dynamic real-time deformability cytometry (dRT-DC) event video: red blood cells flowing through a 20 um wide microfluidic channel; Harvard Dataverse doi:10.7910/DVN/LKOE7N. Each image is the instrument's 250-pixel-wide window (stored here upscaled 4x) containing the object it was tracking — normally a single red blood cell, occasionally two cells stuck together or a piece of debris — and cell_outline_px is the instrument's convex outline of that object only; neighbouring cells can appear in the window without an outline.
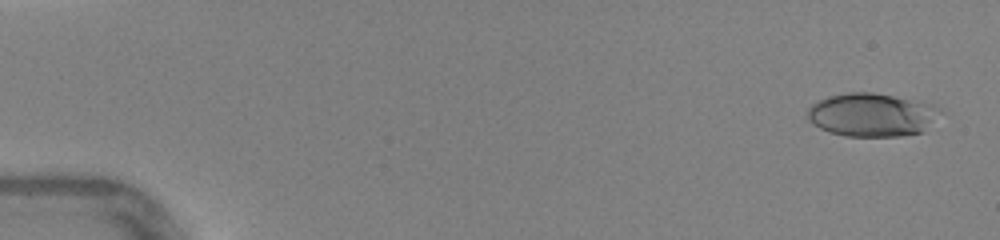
{"species": "human", "species_latin": "Homo sapiens", "temperature_condition": "warm", "stored_images_in_passage": 35, "camera_frame_rate_fps": 3000, "um_per_image_px": 0.085, "donor": {"sex": "female"}, "frame": {"image": 1, "passage_image": 2, "time_ms": 0.333, "image_size_px": [1000, 240], "cell_outline_px": [[944, 112], [924, 132], [900, 136], [844, 136], [820, 128], [812, 124], [808, 120], [808, 108], [812, 104], [828, 96], [848, 92], [872, 92], [936, 104]], "centroid_in_image_um": [74.17, 9.76], "position_along_channel_um": 10.8, "area_um2": 33.87}}
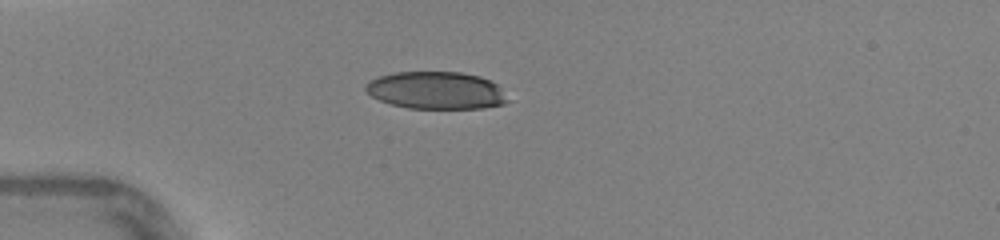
{"frame": {"image": 2, "passage_image": 13, "time_ms": 4.0, "image_size_px": [1000, 240], "cell_outline_px": [[508, 100], [504, 104], [480, 108], [408, 108], [392, 104], [380, 100], [372, 96], [364, 88], [368, 80], [380, 76], [396, 72], [460, 72], [480, 76], [496, 84]], "centroid_in_image_um": [37.04, 7.68], "position_along_channel_um": 48.0, "area_um2": 30.63}}
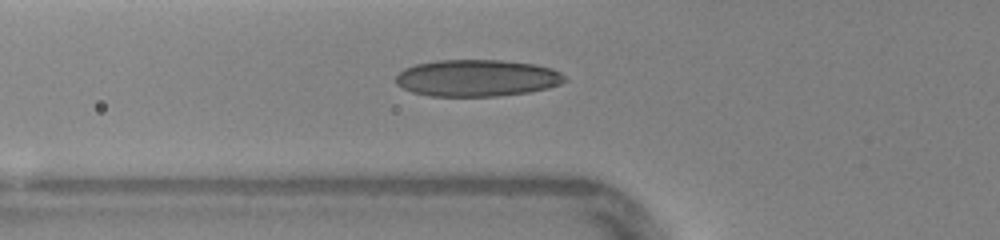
{"frame": {"image": 3, "passage_image": 17, "time_ms": 5.333, "image_size_px": [1000, 240], "cell_outline_px": [[568, 80], [560, 84], [548, 88], [528, 92], [496, 96], [428, 96], [412, 92], [396, 84], [396, 76], [404, 68], [416, 64], [436, 60], [504, 60], [536, 64], [552, 68], [560, 72]], "centroid_in_image_um": [40.56, 6.63], "position_along_channel_um": 85.2, "area_um2": 36.41}}